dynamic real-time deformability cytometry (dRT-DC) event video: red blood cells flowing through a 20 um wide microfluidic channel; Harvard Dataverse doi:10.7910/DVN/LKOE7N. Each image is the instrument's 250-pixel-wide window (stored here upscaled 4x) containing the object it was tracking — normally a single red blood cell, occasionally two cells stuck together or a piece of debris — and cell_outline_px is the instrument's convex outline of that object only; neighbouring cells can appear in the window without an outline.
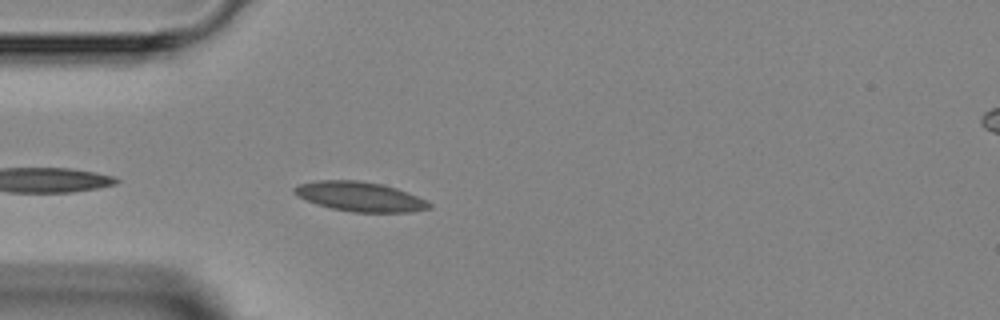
{"species": "Egyptian fruit bat (a non-hibernating species)", "species_latin": "Rousettus aegyptiacus", "temperature_condition": "room temperature", "stored_images_in_passage": 2, "camera_frame_rate_fps": 3000, "um_per_image_px": 0.085, "animal": {"sex": "female"}, "frame": {"image": 1, "passage_image": 2, "time_ms": 1.333, "image_size_px": [1000, 320], "cell_outline_px": [[432, 208], [412, 212], [352, 212], [332, 208], [316, 204], [292, 192], [292, 188], [296, 184], [320, 180], [356, 180], [380, 184], [396, 188], [416, 196], [432, 204]], "centroid_in_image_um": [30.58, 16.71], "position_along_channel_um": 54.4, "area_um2": 23.06}}